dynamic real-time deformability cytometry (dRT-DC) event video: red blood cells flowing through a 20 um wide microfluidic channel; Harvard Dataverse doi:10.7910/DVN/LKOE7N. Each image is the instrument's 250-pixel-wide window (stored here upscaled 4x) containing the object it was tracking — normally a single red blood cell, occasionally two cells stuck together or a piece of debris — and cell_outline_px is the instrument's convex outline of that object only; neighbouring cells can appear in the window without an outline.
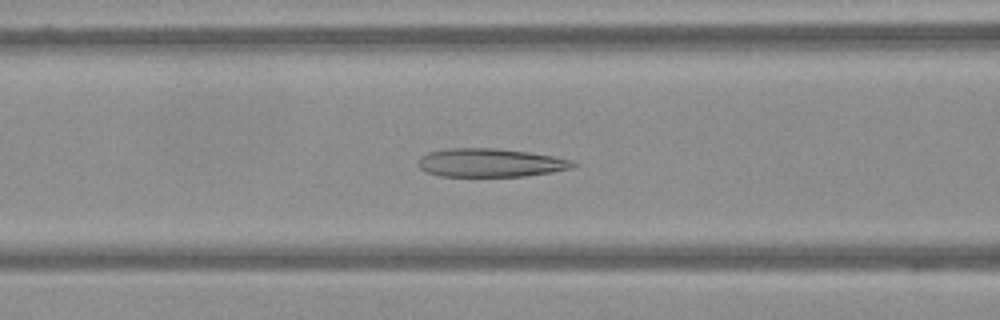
{"species": "Egyptian fruit bat (a non-hibernating species)", "species_latin": "Rousettus aegyptiacus", "temperature_condition": "warm", "stored_images_in_passage": 61, "camera_frame_rate_fps": 3000, "um_per_image_px": 0.085, "frame": {"image": 1, "passage_image": 25, "time_ms": 8.0, "image_size_px": [1000, 320], "cell_outline_px": [[580, 164], [568, 168], [552, 172], [524, 176], [440, 176], [424, 172], [416, 164], [420, 156], [428, 152], [448, 148], [496, 148], [528, 152], [552, 156], [572, 160]], "centroid_in_image_um": [41.62, 13.83], "position_along_channel_um": 125.0, "area_um2": 25.78}}
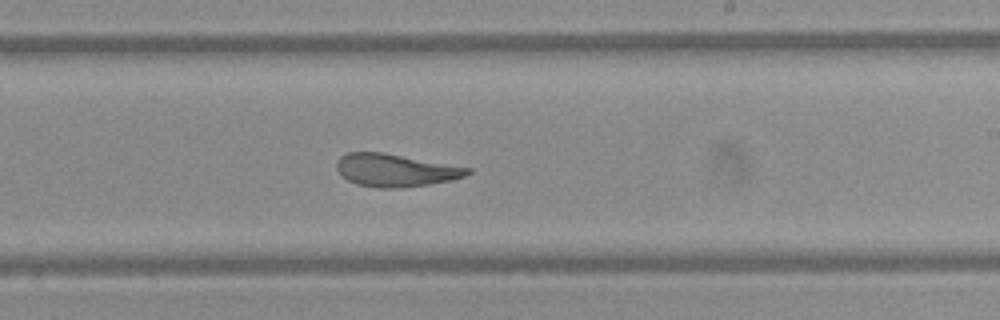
{"frame": {"image": 2, "passage_image": 37, "time_ms": 12.0, "image_size_px": [1000, 320], "cell_outline_px": [[472, 172], [464, 176], [452, 180], [428, 184], [400, 188], [376, 188], [356, 184], [340, 176], [336, 168], [336, 164], [340, 156], [348, 152], [384, 152], [472, 168]], "centroid_in_image_um": [33.59, 14.47], "position_along_channel_um": 255.4, "area_um2": 25.14}}
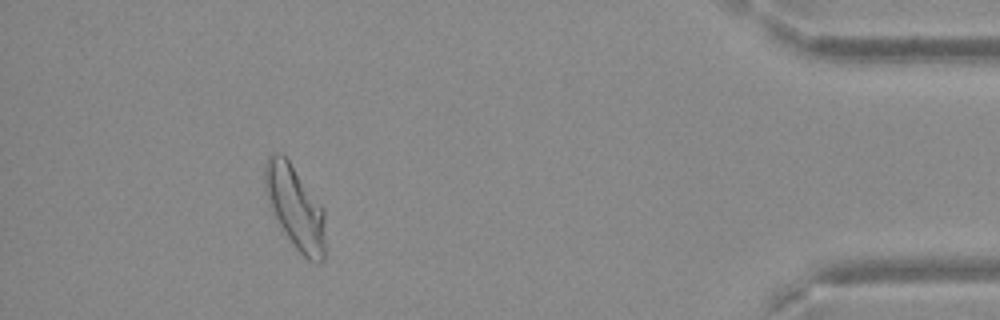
{"frame": {"image": 3, "passage_image": 56, "time_ms": 18.333, "image_size_px": [1000, 320], "cell_outline_px": [[324, 260], [320, 264], [316, 264], [308, 260], [296, 248], [272, 212], [264, 192], [264, 164], [268, 156], [276, 152], [280, 152], [288, 160], [324, 208]], "centroid_in_image_um": [25.08, 17.61], "position_along_channel_um": 410.1, "area_um2": 29.13}}